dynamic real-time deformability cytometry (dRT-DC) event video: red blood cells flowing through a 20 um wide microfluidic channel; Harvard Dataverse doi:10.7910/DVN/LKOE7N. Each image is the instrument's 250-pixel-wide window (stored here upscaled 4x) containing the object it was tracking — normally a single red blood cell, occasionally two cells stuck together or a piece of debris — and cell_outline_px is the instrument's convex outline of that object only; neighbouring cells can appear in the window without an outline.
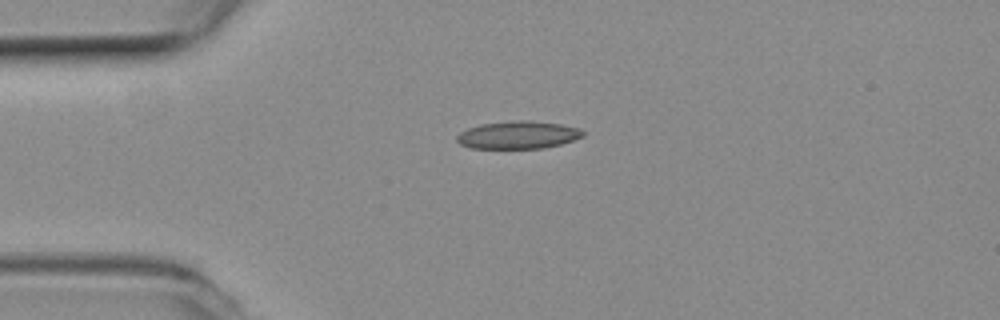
{"species": "common noctule bat (a hibernating species)", "species_latin": "Nyctalus noctula", "temperature_condition": "room temperature", "stored_images_in_passage": 42, "camera_frame_rate_fps": 3000, "um_per_image_px": 0.085, "animal": {"sex": "female", "body_mass_g": 19.3, "forearm_length_mm": 54.1}, "frame": {"image": 1, "passage_image": 1, "time_ms": 0.0, "image_size_px": [1000, 320], "cell_outline_px": [[584, 136], [560, 144], [544, 148], [472, 148], [460, 144], [456, 140], [456, 136], [460, 132], [468, 128], [480, 124], [512, 120], [528, 120], [560, 124], [580, 128], [584, 132]], "centroid_in_image_um": [44.02, 11.46], "position_along_channel_um": 41.0, "area_um2": 20.35}}
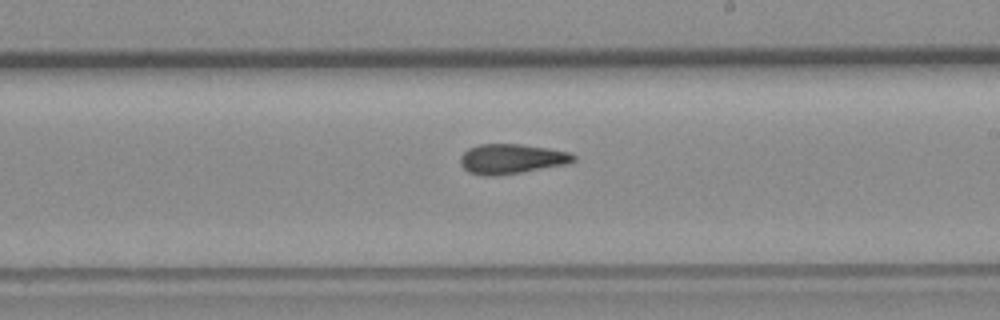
{"frame": {"image": 2, "passage_image": 19, "time_ms": 6.0, "image_size_px": [1000, 320], "cell_outline_px": [[576, 160], [568, 164], [496, 176], [484, 176], [468, 172], [460, 164], [460, 156], [468, 148], [480, 144], [520, 144], [548, 148], [568, 152], [576, 156]], "centroid_in_image_um": [43.46, 13.5], "position_along_channel_um": 245.5, "area_um2": 19.71}}
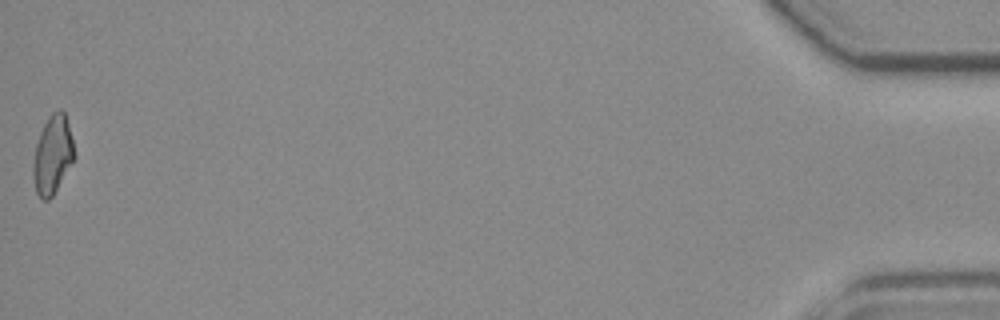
{"frame": {"image": 3, "passage_image": 42, "time_ms": 13.667, "image_size_px": [1000, 320], "cell_outline_px": [[76, 156], [52, 196], [48, 200], [44, 200], [36, 192], [32, 176], [32, 168], [36, 144], [40, 132], [44, 124], [52, 112], [60, 108], [64, 112], [72, 140]], "centroid_in_image_um": [4.46, 13.16], "position_along_channel_um": 430.7, "area_um2": 18.55}, "authors_computed_cell_mechanics": {"area_um2": 19.5942, "velocity_mm_per_s": 3.8008, "shape_relaxation_time_tau1_ms": null, "shape_relaxation_time_tau2_ms": 3.4434, "deformation_change_tau1": null, "deformation_change_tau2": 0.0846}}